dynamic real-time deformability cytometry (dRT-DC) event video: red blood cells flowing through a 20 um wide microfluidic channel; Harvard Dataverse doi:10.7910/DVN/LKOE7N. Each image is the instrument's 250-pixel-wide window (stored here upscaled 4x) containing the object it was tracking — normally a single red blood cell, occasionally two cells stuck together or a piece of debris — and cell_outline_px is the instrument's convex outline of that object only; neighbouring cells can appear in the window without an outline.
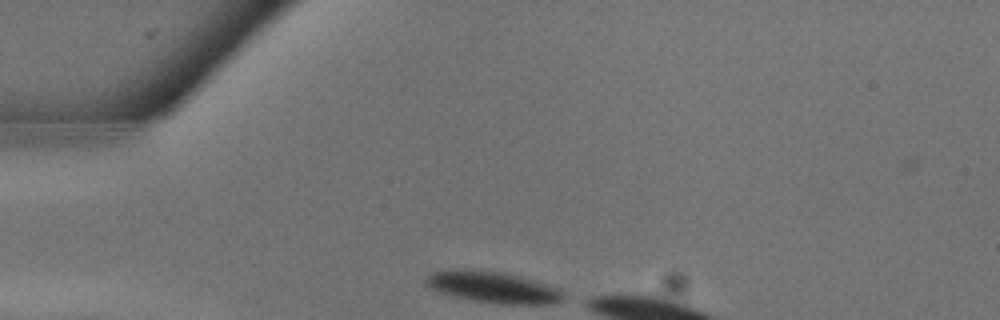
{"species": "common noctule bat (a hibernating species)", "species_latin": "Nyctalus noctula", "temperature_condition": "warm", "stored_images_in_passage": 3, "camera_frame_rate_fps": 3000, "um_per_image_px": 0.085, "animal": {"sex": "male", "body_mass_g": 13.3}, "frame": {"image": 1, "passage_image": 1, "time_ms": 0.0, "image_size_px": [1000, 320], "cell_outline_px": [[564, 296], [560, 300], [548, 304], [500, 304], [472, 300], [456, 296], [432, 288], [424, 284], [424, 280], [432, 272], [456, 268], [464, 268], [504, 272], [520, 276], [560, 288]], "centroid_in_image_um": [41.9, 24.39], "position_along_channel_um": 43.1, "area_um2": 25.03}}